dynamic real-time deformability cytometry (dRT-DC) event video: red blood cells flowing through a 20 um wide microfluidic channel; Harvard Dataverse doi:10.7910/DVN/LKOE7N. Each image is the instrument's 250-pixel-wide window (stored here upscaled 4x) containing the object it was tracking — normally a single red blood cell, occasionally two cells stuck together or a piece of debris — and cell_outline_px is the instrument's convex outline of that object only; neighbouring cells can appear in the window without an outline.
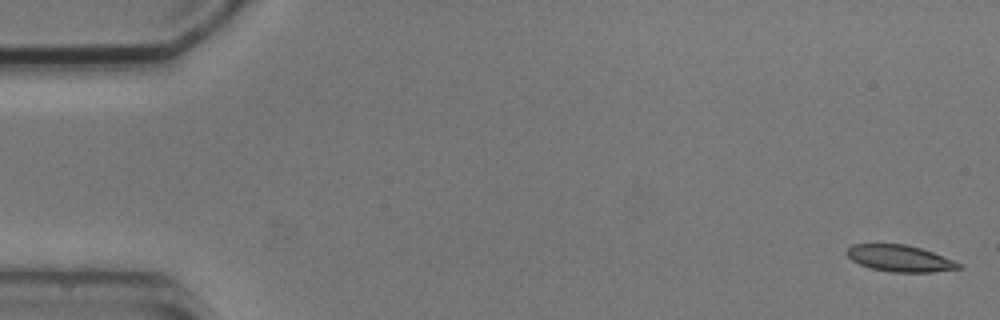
{"species": "common noctule bat (a hibernating species)", "species_latin": "Nyctalus noctula", "temperature_condition": "cold", "stored_images_in_passage": 5, "camera_frame_rate_fps": 3000, "um_per_image_px": 0.085, "animal": {"sex": "male", "body_mass_g": 20.5, "forearm_length_mm": 52.5}, "frame": {"image": 1, "passage_image": 1, "time_ms": 0.0, "image_size_px": [1000, 320], "cell_outline_px": [[964, 268], [932, 272], [892, 272], [872, 268], [860, 264], [852, 260], [844, 252], [852, 244], [908, 244], [932, 252], [964, 264]], "centroid_in_image_um": [76.52, 21.96], "position_along_channel_um": 8.5, "area_um2": 17.34}}
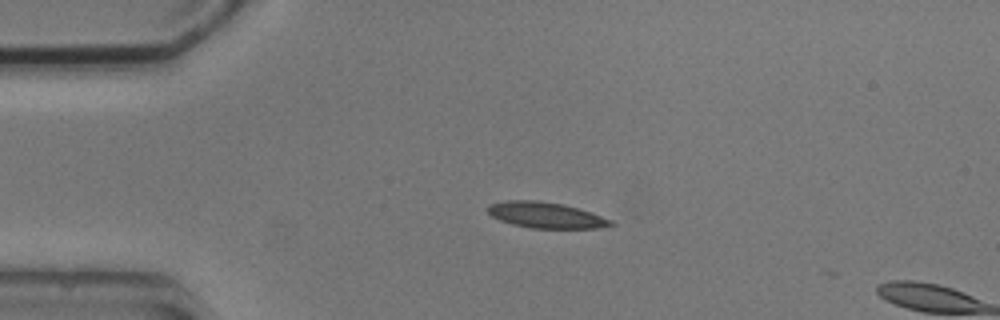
{"frame": {"image": 2, "passage_image": 4, "time_ms": 3.667, "image_size_px": [1000, 320], "cell_outline_px": [[616, 224], [596, 228], [532, 228], [512, 224], [500, 220], [492, 216], [488, 212], [488, 204], [508, 200], [536, 200], [560, 204], [576, 208], [612, 220]], "centroid_in_image_um": [46.35, 18.29], "position_along_channel_um": 38.6, "area_um2": 18.21}}